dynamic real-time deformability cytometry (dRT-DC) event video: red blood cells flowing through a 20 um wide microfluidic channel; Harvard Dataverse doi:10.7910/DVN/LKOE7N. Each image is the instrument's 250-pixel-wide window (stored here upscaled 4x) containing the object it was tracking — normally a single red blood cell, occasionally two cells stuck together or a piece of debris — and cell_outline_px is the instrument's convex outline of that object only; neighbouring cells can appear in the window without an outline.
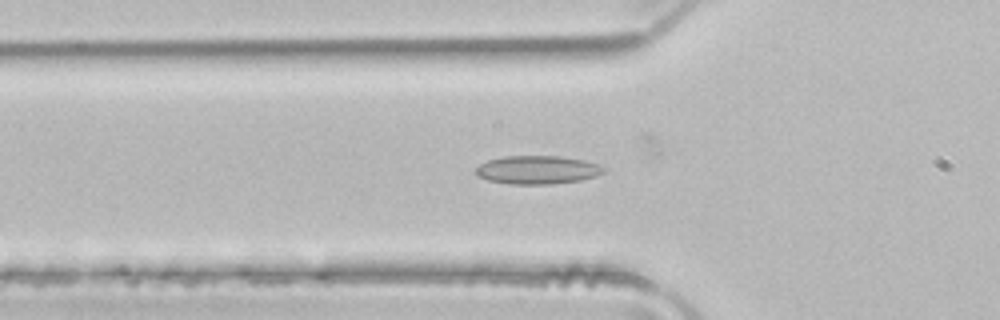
{"species": "common noctule bat (a hibernating species)", "species_latin": "Nyctalus noctula", "temperature_condition": "room temperature", "stored_images_in_passage": 42, "camera_frame_rate_fps": 3000, "um_per_image_px": 0.085, "animal": {"sex": "male", "body_mass_g": 21.5, "forearm_length_mm": 52.0}, "frame": {"image": 1, "passage_image": 9, "time_ms": 2.667, "image_size_px": [1000, 320], "cell_outline_px": [[604, 172], [596, 176], [580, 180], [552, 184], [508, 184], [488, 180], [480, 176], [476, 172], [476, 168], [480, 164], [488, 160], [504, 156], [560, 156], [584, 160], [600, 164], [604, 168]], "centroid_in_image_um": [45.7, 14.43], "position_along_channel_um": 80.1, "area_um2": 21.1}}
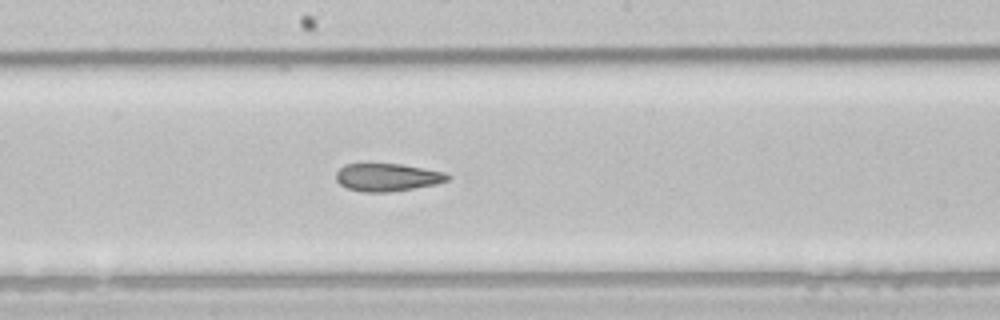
{"frame": {"image": 2, "passage_image": 19, "time_ms": 6.0, "image_size_px": [1000, 320], "cell_outline_px": [[452, 176], [448, 180], [436, 184], [388, 192], [364, 192], [348, 188], [340, 184], [336, 180], [336, 172], [344, 164], [400, 164], [444, 172]], "centroid_in_image_um": [32.91, 15.07], "position_along_channel_um": 215.3, "area_um2": 17.86}}
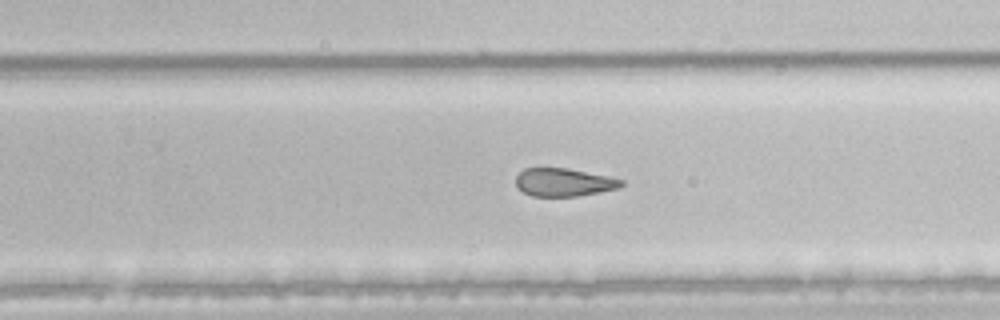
{"frame": {"image": 3, "passage_image": 24, "time_ms": 7.667, "image_size_px": [1000, 320], "cell_outline_px": [[624, 184], [620, 188], [576, 196], [532, 196], [524, 192], [516, 184], [516, 176], [524, 168], [568, 168], [608, 176], [624, 180]], "centroid_in_image_um": [47.94, 15.49], "position_along_channel_um": 281.9, "area_um2": 17.17}, "authors_computed_cell_mechanics": {"area_um2": 20.4323, "velocity_mm_per_s": 4.0284, "shape_relaxation_time_tau1_ms": null, "shape_relaxation_time_tau2_ms": 1.2459, "deformation_change_tau1": null, "deformation_change_tau2": 0.0845}}